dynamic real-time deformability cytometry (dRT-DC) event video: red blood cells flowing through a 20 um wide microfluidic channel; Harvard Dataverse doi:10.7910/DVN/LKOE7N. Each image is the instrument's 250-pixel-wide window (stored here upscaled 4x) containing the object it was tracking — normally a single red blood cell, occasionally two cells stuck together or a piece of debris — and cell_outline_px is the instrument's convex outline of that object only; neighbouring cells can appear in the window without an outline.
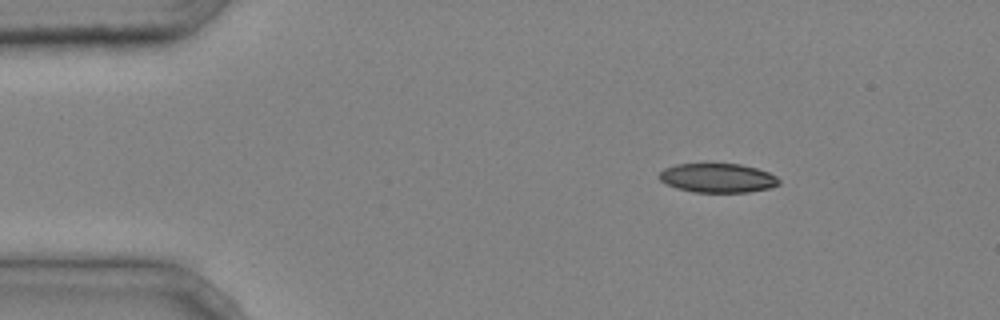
{"species": "common noctule bat (a hibernating species)", "species_latin": "Nyctalus noctula", "temperature_condition": "cold", "stored_images_in_passage": 4, "camera_frame_rate_fps": 3000, "um_per_image_px": 0.085, "animal": {"sex": "male", "body_mass_g": 20.4}, "frame": {"image": 1, "passage_image": 1, "time_ms": 0.0, "image_size_px": [1000, 320], "cell_outline_px": [[780, 184], [768, 188], [748, 192], [692, 192], [676, 188], [660, 180], [656, 176], [664, 168], [676, 164], [740, 164], [756, 168], [768, 172], [776, 176], [780, 180]], "centroid_in_image_um": [60.98, 15.13], "position_along_channel_um": 24.0, "area_um2": 20.35}}
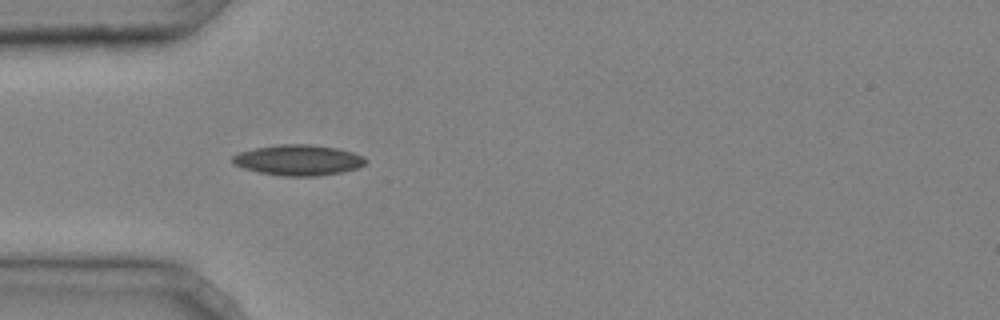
{"frame": {"image": 2, "passage_image": 3, "time_ms": 0.667, "image_size_px": [1000, 320], "cell_outline_px": [[364, 164], [360, 168], [344, 172], [316, 176], [284, 176], [260, 172], [244, 168], [232, 164], [232, 156], [240, 152], [256, 148], [280, 144], [308, 144], [336, 148], [352, 152], [364, 156]], "centroid_in_image_um": [25.37, 13.61], "position_along_channel_um": 59.6, "area_um2": 23.64}}